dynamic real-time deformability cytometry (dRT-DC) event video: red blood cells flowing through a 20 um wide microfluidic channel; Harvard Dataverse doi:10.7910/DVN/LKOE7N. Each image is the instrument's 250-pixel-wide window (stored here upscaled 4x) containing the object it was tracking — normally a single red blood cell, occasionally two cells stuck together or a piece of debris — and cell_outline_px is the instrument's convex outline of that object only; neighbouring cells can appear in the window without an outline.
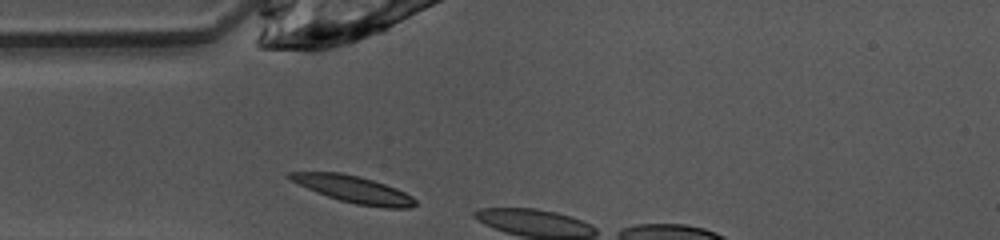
{"species": "common noctule bat (a hibernating species)", "species_latin": "Nyctalus noctula", "temperature_condition": "warm", "stored_images_in_passage": 3, "camera_frame_rate_fps": 3000, "um_per_image_px": 0.085, "animal": {"sex": "female", "body_mass_g": 10.0, "forearm_length_mm": 53.1}, "frame": {"image": 1, "passage_image": 1, "time_ms": 0.0, "image_size_px": [1000, 240], "cell_outline_px": [[416, 204], [408, 208], [384, 208], [356, 204], [340, 200], [316, 192], [284, 176], [288, 172], [340, 172], [360, 176], [396, 188], [412, 196], [416, 200]], "centroid_in_image_um": [30.06, 16.09], "position_along_channel_um": 54.9, "area_um2": 19.48}}